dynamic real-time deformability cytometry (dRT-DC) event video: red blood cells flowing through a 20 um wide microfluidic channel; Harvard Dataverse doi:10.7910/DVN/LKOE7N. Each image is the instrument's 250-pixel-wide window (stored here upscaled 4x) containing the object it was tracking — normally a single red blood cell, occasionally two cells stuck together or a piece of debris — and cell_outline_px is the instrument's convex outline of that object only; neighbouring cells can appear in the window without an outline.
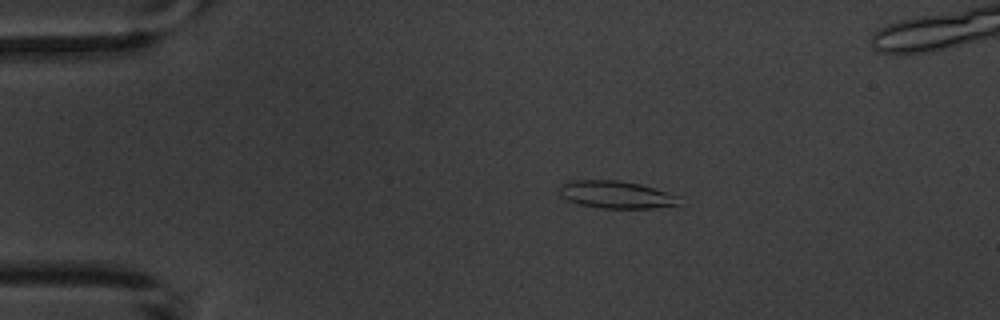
{"species": "common noctule bat (a hibernating species)", "species_latin": "Nyctalus noctula", "temperature_condition": "warm", "stored_images_in_passage": 7, "camera_frame_rate_fps": 3000, "um_per_image_px": 0.085, "animal": {"sex": "male", "body_mass_g": 20.1, "forearm_length_mm": 53.5}, "frame": {"image": 1, "passage_image": 1, "time_ms": 0.0, "image_size_px": [1000, 320], "cell_outline_px": [[680, 204], [652, 208], [600, 208], [580, 204], [564, 200], [560, 196], [560, 184], [572, 180], [620, 180], [640, 184], [680, 196]], "centroid_in_image_um": [52.34, 16.54], "position_along_channel_um": 32.7, "area_um2": 19.25}}
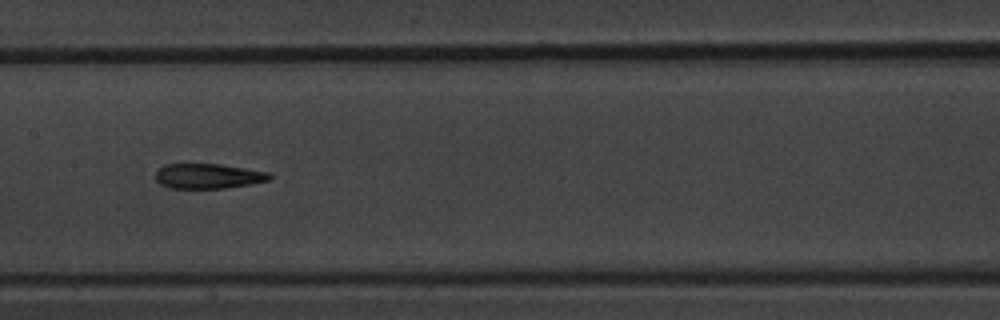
{"frame": {"image": 2, "passage_image": 6, "time_ms": 5.667, "image_size_px": [1000, 320], "cell_outline_px": [[272, 176], [268, 180], [252, 184], [224, 188], [168, 188], [160, 184], [156, 180], [156, 172], [164, 164], [220, 164], [268, 172]], "centroid_in_image_um": [17.67, 14.97], "position_along_channel_um": 189.7, "area_um2": 16.53}}
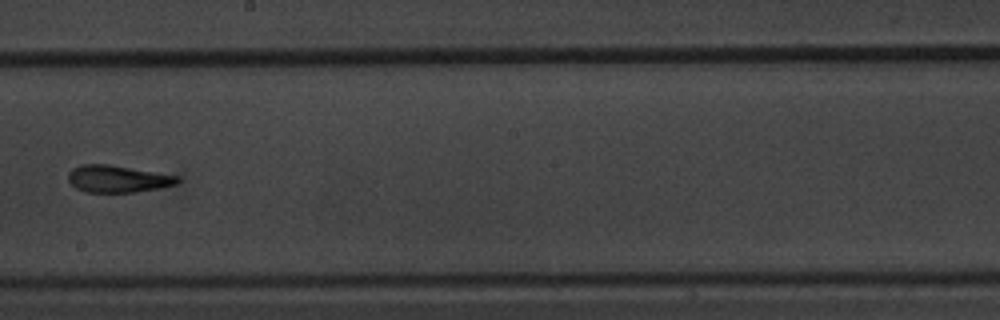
{"frame": {"image": 3, "passage_image": 7, "time_ms": 7.0, "image_size_px": [1000, 320], "cell_outline_px": [[180, 184], [160, 188], [136, 192], [84, 192], [76, 188], [68, 180], [68, 172], [72, 168], [80, 164], [108, 164], [180, 176]], "centroid_in_image_um": [10.03, 15.2], "position_along_channel_um": 238.2, "area_um2": 17.46}}